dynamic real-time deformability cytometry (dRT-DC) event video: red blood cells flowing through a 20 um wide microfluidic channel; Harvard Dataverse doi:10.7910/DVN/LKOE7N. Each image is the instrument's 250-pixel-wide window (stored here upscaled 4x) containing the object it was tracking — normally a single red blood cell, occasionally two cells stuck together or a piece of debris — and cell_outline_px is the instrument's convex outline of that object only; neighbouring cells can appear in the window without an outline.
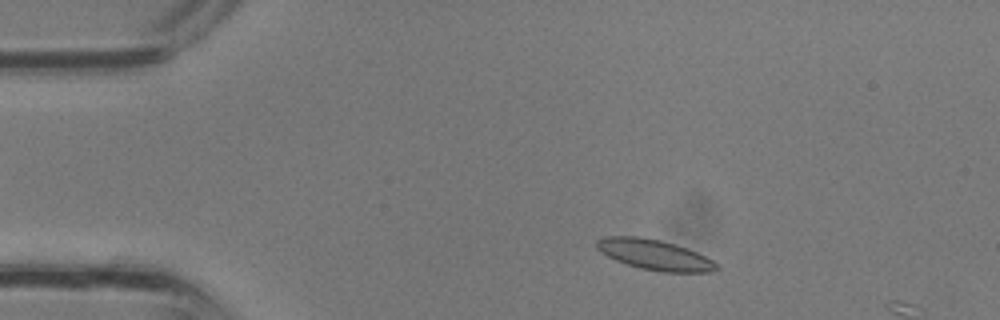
{"species": "common noctule bat (a hibernating species)", "species_latin": "Nyctalus noctula", "temperature_condition": "room temperature", "stored_images_in_passage": 5, "camera_frame_rate_fps": 3000, "um_per_image_px": 0.085, "animal": {"sex": "male", "body_mass_g": 13.3}, "frame": {"image": 1, "passage_image": 3, "time_ms": 0.667, "image_size_px": [1000, 320], "cell_outline_px": [[720, 268], [712, 272], [660, 272], [640, 268], [616, 260], [600, 252], [596, 248], [596, 240], [604, 236], [636, 236], [660, 240], [688, 248], [720, 264]], "centroid_in_image_um": [55.65, 21.65], "position_along_channel_um": 29.4, "area_um2": 21.27}}